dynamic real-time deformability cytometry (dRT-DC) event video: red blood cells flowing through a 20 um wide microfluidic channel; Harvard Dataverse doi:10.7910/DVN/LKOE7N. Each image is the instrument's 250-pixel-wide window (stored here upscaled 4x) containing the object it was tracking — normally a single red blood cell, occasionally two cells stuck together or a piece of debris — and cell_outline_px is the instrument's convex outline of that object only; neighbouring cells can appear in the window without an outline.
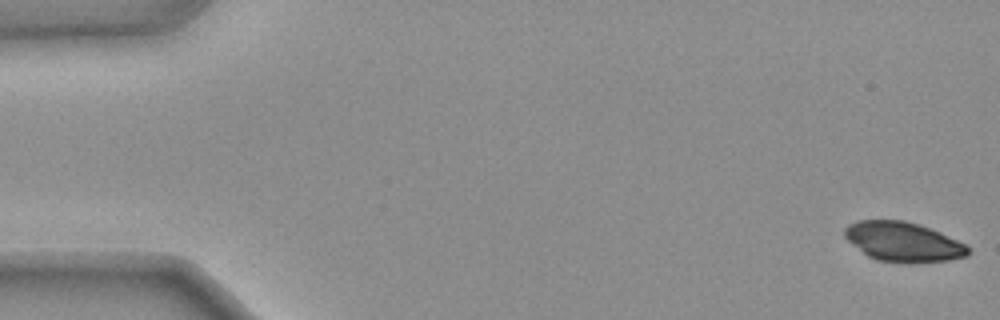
{"species": "common noctule bat (a hibernating species)", "species_latin": "Nyctalus noctula", "temperature_condition": "warm", "stored_images_in_passage": 47, "camera_frame_rate_fps": 3000, "um_per_image_px": 0.085, "animal": {"sex": "female", "body_mass_g": 25.1}, "frame": {"image": 1, "passage_image": 1, "time_ms": 0.0, "image_size_px": [1000, 320], "cell_outline_px": [[972, 252], [968, 256], [948, 260], [876, 260], [868, 256], [848, 240], [844, 236], [844, 228], [848, 224], [856, 220], [904, 220], [940, 232], [964, 244]], "centroid_in_image_um": [76.73, 20.51], "position_along_channel_um": 8.3, "area_um2": 27.46}}